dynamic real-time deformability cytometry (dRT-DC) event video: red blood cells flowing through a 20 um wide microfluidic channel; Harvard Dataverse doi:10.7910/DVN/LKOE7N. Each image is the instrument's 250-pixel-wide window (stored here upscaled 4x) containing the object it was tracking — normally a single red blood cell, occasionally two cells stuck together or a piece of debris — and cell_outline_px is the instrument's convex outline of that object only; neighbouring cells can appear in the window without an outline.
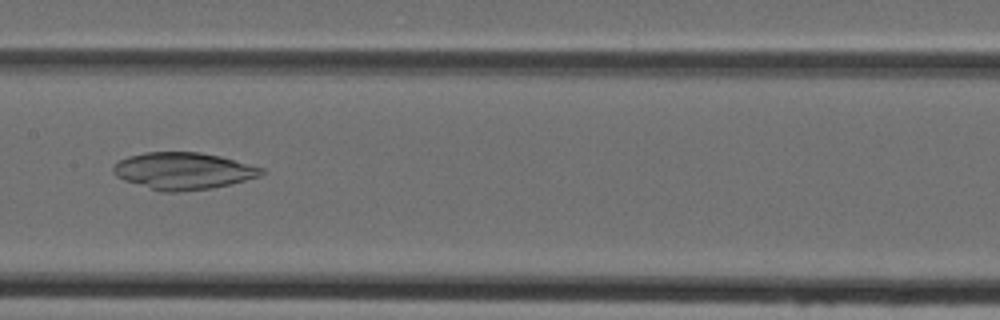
{"species": "Egyptian fruit bat (a non-hibernating species)", "species_latin": "Rousettus aegyptiacus", "temperature_condition": "cold", "stored_images_in_passage": 35, "camera_frame_rate_fps": 3000, "um_per_image_px": 0.085, "animal": {"sex": "female"}, "frame": {"image": 1, "passage_image": 12, "time_ms": 3.667, "image_size_px": [1000, 320], "cell_outline_px": [[268, 172], [260, 176], [212, 188], [176, 192], [164, 192], [124, 180], [116, 176], [112, 172], [112, 168], [120, 160], [128, 156], [144, 152], [200, 152], [220, 156], [264, 168]], "centroid_in_image_um": [15.59, 14.52], "position_along_channel_um": 191.8, "area_um2": 31.73}}
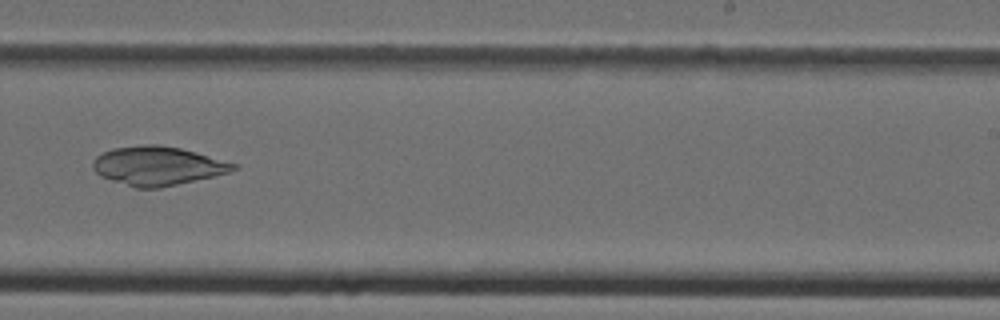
{"frame": {"image": 2, "passage_image": 18, "time_ms": 5.667, "image_size_px": [1000, 320], "cell_outline_px": [[236, 168], [228, 172], [212, 176], [160, 188], [136, 188], [100, 176], [92, 168], [92, 160], [96, 156], [112, 148], [144, 144], [156, 144], [180, 148], [196, 152], [236, 164]], "centroid_in_image_um": [13.33, 14.09], "position_along_channel_um": 275.7, "area_um2": 31.5}}
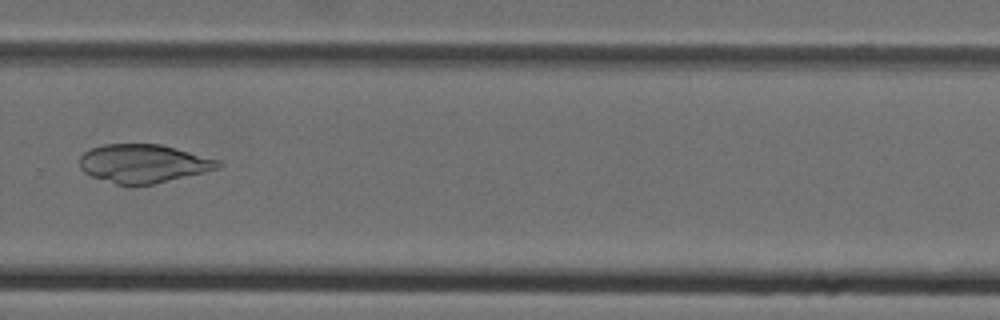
{"frame": {"image": 3, "passage_image": 21, "time_ms": 6.667, "image_size_px": [1000, 320], "cell_outline_px": [[224, 164], [220, 168], [152, 184], [132, 188], [128, 188], [92, 176], [84, 172], [80, 168], [80, 156], [84, 152], [92, 148], [104, 144], [160, 144], [220, 160]], "centroid_in_image_um": [12.17, 13.92], "position_along_channel_um": 317.6, "area_um2": 31.27}}